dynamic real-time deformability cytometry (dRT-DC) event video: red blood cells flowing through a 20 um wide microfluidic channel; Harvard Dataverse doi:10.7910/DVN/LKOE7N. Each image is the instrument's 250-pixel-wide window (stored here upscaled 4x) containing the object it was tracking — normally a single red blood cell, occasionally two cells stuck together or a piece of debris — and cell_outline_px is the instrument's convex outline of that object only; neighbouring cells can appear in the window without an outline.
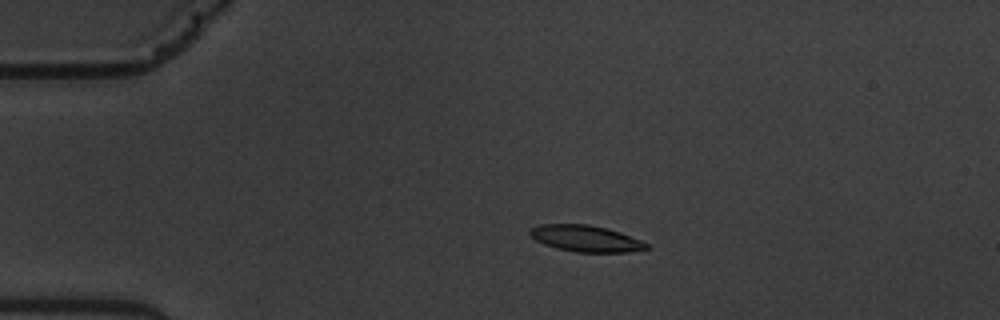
{"species": "common noctule bat (a hibernating species)", "species_latin": "Nyctalus noctula", "temperature_condition": "warm", "stored_images_in_passage": 9, "camera_frame_rate_fps": 3000, "um_per_image_px": 0.085, "animal": {"sex": "male", "body_mass_g": 19.5, "forearm_length_mm": 54.6}, "frame": {"image": 1, "passage_image": 1, "time_ms": 0.0, "image_size_px": [1000, 320], "cell_outline_px": [[648, 248], [628, 252], [576, 252], [556, 248], [544, 244], [536, 240], [528, 232], [528, 228], [540, 224], [588, 224], [608, 228], [620, 232], [640, 240], [648, 244]], "centroid_in_image_um": [49.75, 20.26], "position_along_channel_um": 35.3, "area_um2": 17.92}}
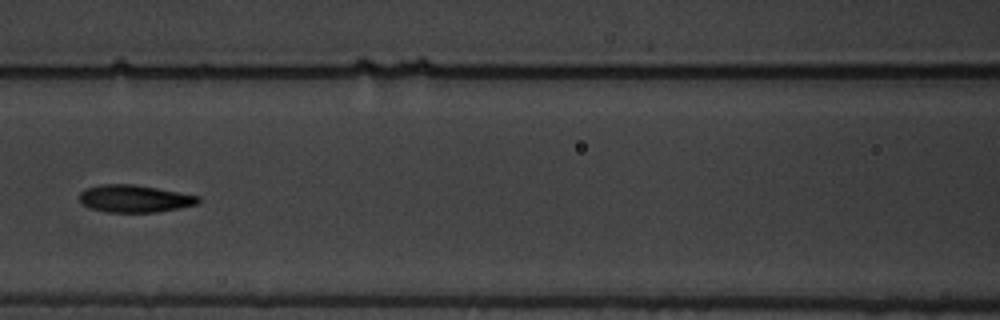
{"frame": {"image": 2, "passage_image": 5, "time_ms": 4.667, "image_size_px": [1000, 320], "cell_outline_px": [[200, 200], [196, 204], [180, 208], [156, 212], [108, 212], [92, 208], [84, 204], [80, 200], [80, 192], [84, 188], [100, 184], [132, 184], [156, 188], [200, 196]], "centroid_in_image_um": [11.43, 16.88], "position_along_channel_um": 155.2, "area_um2": 18.79}}
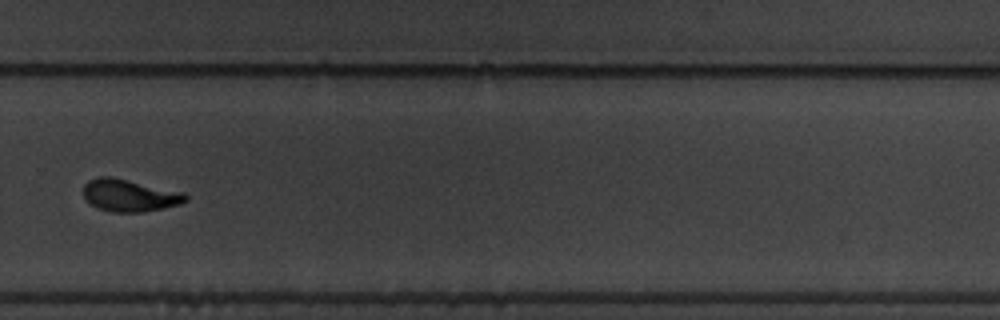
{"frame": {"image": 3, "passage_image": 9, "time_ms": 9.333, "image_size_px": [1000, 320], "cell_outline_px": [[188, 200], [180, 204], [164, 208], [144, 212], [112, 212], [96, 208], [84, 196], [84, 184], [88, 180], [100, 176], [112, 176], [184, 192], [188, 196]], "centroid_in_image_um": [11.03, 16.6], "position_along_channel_um": 318.8, "area_um2": 19.36}}